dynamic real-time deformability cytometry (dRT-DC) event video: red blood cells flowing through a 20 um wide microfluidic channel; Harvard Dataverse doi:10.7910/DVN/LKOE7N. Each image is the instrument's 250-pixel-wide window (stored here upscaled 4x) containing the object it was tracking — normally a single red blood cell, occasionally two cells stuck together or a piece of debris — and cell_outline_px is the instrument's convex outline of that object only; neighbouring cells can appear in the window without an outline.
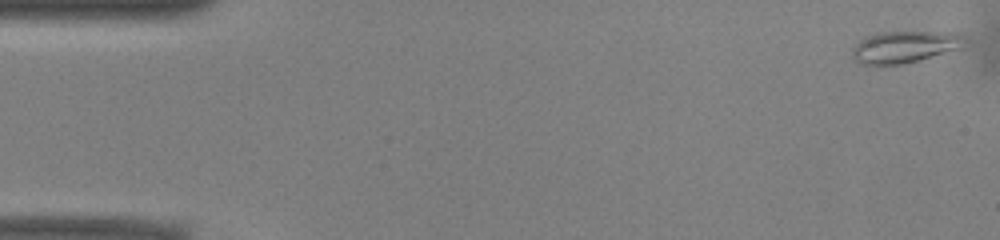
{"species": "common noctule bat (a hibernating species)", "species_latin": "Nyctalus noctula", "temperature_condition": "warm", "stored_images_in_passage": 47, "camera_frame_rate_fps": 3000, "um_per_image_px": 0.085, "animal": {"sex": "male", "body_mass_g": 13.0, "forearm_length_mm": 53.1}, "frame": {"image": 1, "passage_image": 1, "time_ms": 0.0, "image_size_px": [1000, 240], "cell_outline_px": [[964, 36], [960, 48], [920, 60], [904, 64], [860, 64], [852, 60], [852, 48], [864, 36], [876, 32], [956, 32]], "centroid_in_image_um": [76.82, 3.98], "position_along_channel_um": 8.2, "area_um2": 20.87}}
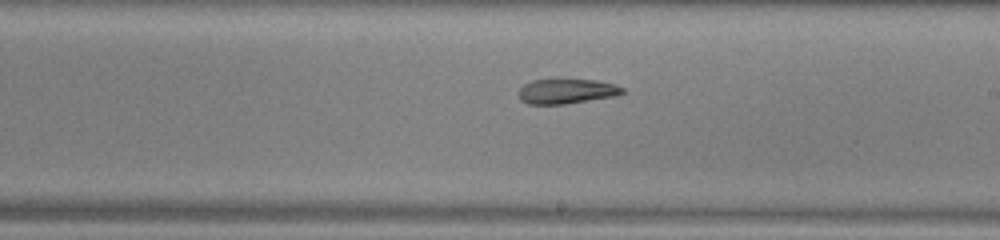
{"frame": {"image": 2, "passage_image": 29, "time_ms": 9.333, "image_size_px": [1000, 240], "cell_outline_px": [[624, 92], [616, 96], [564, 104], [528, 104], [520, 100], [516, 92], [524, 84], [532, 80], [556, 76], [564, 76], [596, 80], [616, 84], [624, 88]], "centroid_in_image_um": [48.12, 7.69], "position_along_channel_um": 240.9, "area_um2": 16.13}}
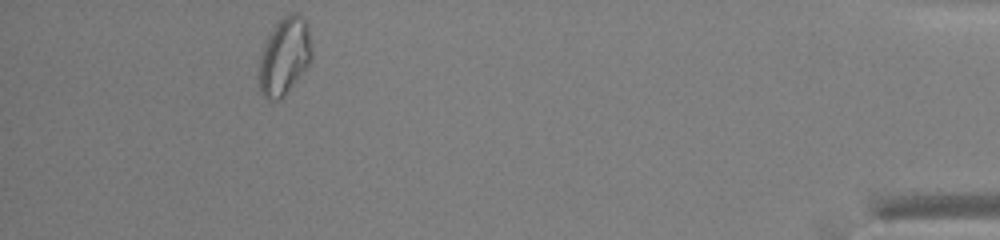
{"frame": {"image": 3, "passage_image": 47, "time_ms": 15.333, "image_size_px": [1000, 240], "cell_outline_px": [[312, 56], [308, 64], [284, 96], [280, 100], [276, 100], [264, 96], [260, 88], [260, 56], [264, 44], [272, 28], [288, 12], [300, 12], [304, 16], [308, 24], [312, 48]], "centroid_in_image_um": [24.21, 4.7], "position_along_channel_um": 411.0, "area_um2": 23.58}}